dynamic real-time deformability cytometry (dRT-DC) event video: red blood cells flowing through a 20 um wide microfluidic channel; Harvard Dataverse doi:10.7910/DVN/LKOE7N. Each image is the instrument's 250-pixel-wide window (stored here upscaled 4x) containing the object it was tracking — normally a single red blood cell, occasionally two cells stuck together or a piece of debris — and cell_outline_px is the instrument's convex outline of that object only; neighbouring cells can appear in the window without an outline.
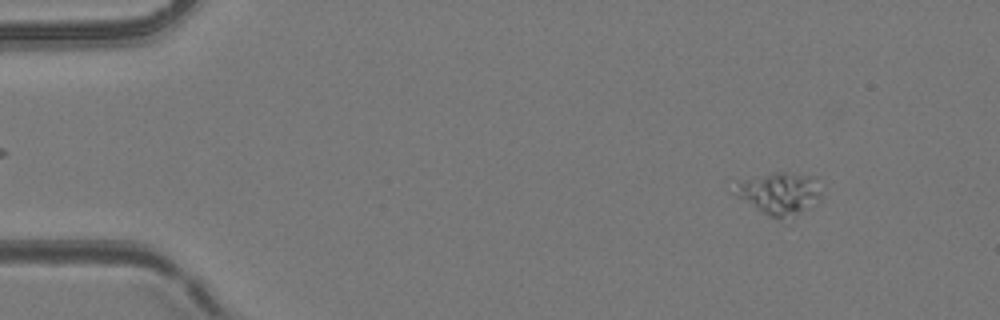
{"species": "common noctule bat (a hibernating species)", "species_latin": "Nyctalus noctula", "temperature_condition": "room temperature", "stored_images_in_passage": 5, "camera_frame_rate_fps": 3000, "um_per_image_px": 0.085, "animal": {"sex": "female", "body_mass_g": 24.6, "forearm_length_mm": 56.2}, "frame": {"image": 1, "passage_image": 2, "time_ms": 0.333, "image_size_px": [1000, 320], "cell_outline_px": [[820, 200], [796, 212], [780, 216], [768, 216], [736, 196], [732, 192], [736, 180], [772, 172], [784, 172], [816, 176], [820, 192]], "centroid_in_image_um": [66.16, 16.35], "position_along_channel_um": 18.8, "area_um2": 20.81}}